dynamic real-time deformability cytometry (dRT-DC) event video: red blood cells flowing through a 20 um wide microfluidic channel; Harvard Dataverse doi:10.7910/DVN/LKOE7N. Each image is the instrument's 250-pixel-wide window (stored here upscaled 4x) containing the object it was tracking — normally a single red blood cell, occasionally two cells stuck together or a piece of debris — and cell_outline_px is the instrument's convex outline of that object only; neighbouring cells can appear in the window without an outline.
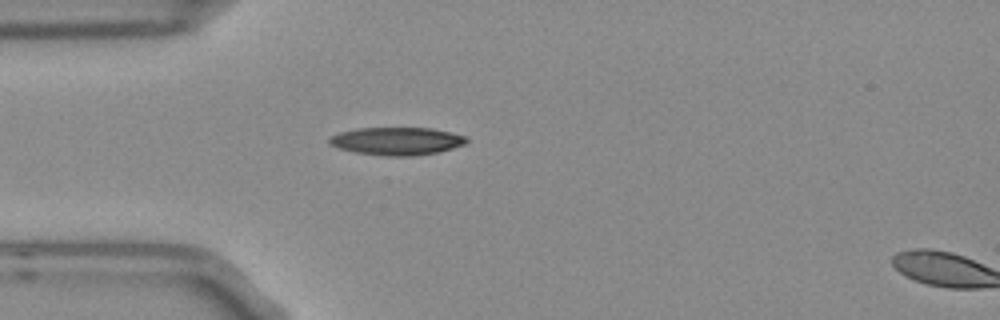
{"species": "Egyptian fruit bat (a non-hibernating species)", "species_latin": "Rousettus aegyptiacus", "temperature_condition": "room temperature", "stored_images_in_passage": 2, "segment_of_instrument_passage": [1, 2], "camera_frame_rate_fps": 3000, "um_per_image_px": 0.085, "frame": {"image": 1, "passage_image": 1, "time_ms": 0.0, "image_size_px": [1000, 320], "cell_outline_px": [[468, 140], [464, 144], [440, 152], [416, 156], [388, 156], [356, 152], [340, 148], [328, 144], [328, 140], [332, 136], [340, 132], [356, 128], [432, 128], [464, 136]], "centroid_in_image_um": [33.72, 12.0], "position_along_channel_um": 51.3, "area_um2": 22.08}}